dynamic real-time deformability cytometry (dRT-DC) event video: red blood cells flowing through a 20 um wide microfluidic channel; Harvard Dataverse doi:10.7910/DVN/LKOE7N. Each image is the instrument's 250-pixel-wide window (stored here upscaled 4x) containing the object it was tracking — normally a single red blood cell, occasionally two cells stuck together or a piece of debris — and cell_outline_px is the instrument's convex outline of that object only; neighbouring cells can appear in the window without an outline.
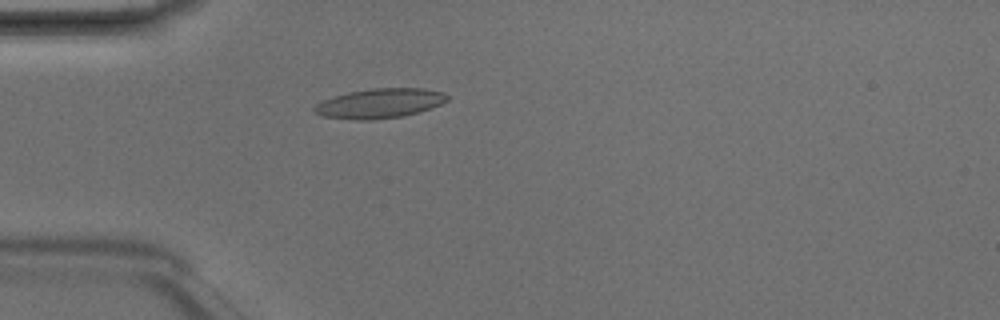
{"species": "Egyptian fruit bat (a non-hibernating species)", "species_latin": "Rousettus aegyptiacus", "temperature_condition": "room temperature", "stored_images_in_passage": 4, "camera_frame_rate_fps": 3000, "um_per_image_px": 0.085, "animal": {"sex": "male"}, "frame": {"image": 1, "passage_image": 4, "time_ms": 1.0, "image_size_px": [1000, 320], "cell_outline_px": [[448, 100], [432, 108], [420, 112], [404, 116], [372, 120], [356, 120], [324, 116], [316, 112], [312, 108], [316, 104], [324, 100], [348, 92], [372, 88], [424, 88], [444, 92], [448, 96]], "centroid_in_image_um": [32.33, 8.78], "position_along_channel_um": 52.7, "area_um2": 22.95}}